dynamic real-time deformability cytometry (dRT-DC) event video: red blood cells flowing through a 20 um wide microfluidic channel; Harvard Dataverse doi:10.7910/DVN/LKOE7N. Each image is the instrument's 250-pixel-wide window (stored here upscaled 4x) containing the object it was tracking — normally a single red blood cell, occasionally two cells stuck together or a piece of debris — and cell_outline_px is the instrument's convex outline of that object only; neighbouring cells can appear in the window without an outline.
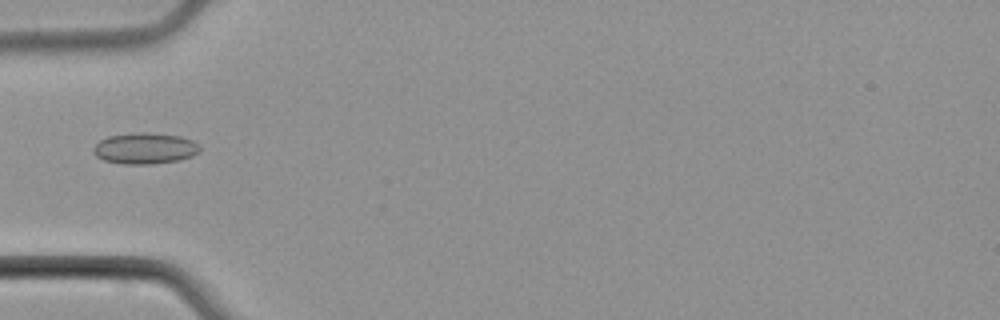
{"species": "common noctule bat (a hibernating species)", "species_latin": "Nyctalus noctula", "temperature_condition": "cold", "stored_images_in_passage": 5, "camera_frame_rate_fps": 3000, "um_per_image_px": 0.085, "animal": {"sex": "male", "body_mass_g": 21.5, "forearm_length_mm": 52.0}, "frame": {"image": 1, "passage_image": 5, "time_ms": 5.667, "image_size_px": [1000, 320], "cell_outline_px": [[200, 152], [192, 156], [180, 160], [152, 164], [124, 164], [104, 160], [96, 156], [92, 152], [92, 148], [100, 140], [108, 136], [140, 132], [144, 132], [180, 136], [192, 140], [200, 148]], "centroid_in_image_um": [12.3, 12.62], "position_along_channel_um": 72.7, "area_um2": 19.31}}